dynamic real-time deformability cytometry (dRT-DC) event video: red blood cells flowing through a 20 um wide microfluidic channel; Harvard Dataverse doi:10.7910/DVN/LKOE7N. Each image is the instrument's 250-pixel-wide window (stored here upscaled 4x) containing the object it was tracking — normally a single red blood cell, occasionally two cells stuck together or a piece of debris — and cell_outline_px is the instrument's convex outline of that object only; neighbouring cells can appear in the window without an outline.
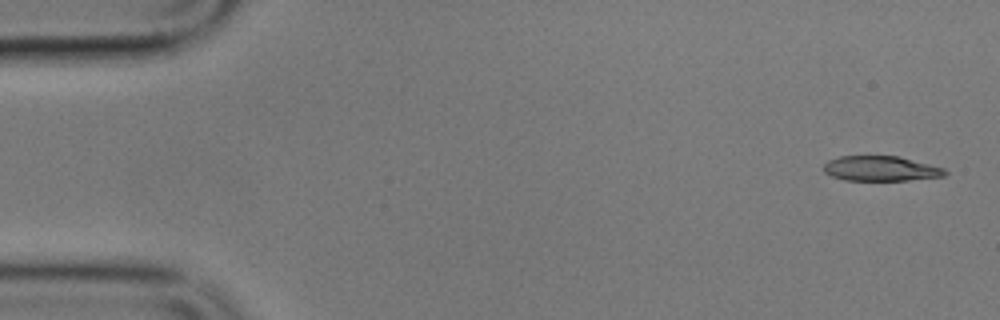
{"species": "common noctule bat (a hibernating species)", "species_latin": "Nyctalus noctula", "temperature_condition": "cold", "stored_images_in_passage": 6, "segment_of_instrument_passage": [1, 2], "camera_frame_rate_fps": 3000, "um_per_image_px": 0.085, "animal": {"sex": "male", "body_mass_g": 17.9}, "frame": {"image": 1, "passage_image": 1, "time_ms": 0.0, "image_size_px": [1000, 320], "cell_outline_px": [[948, 172], [944, 176], [908, 180], [844, 180], [832, 176], [824, 172], [824, 164], [828, 160], [840, 156], [896, 156], [944, 168]], "centroid_in_image_um": [74.84, 14.33], "position_along_channel_um": 10.2, "area_um2": 17.46}}
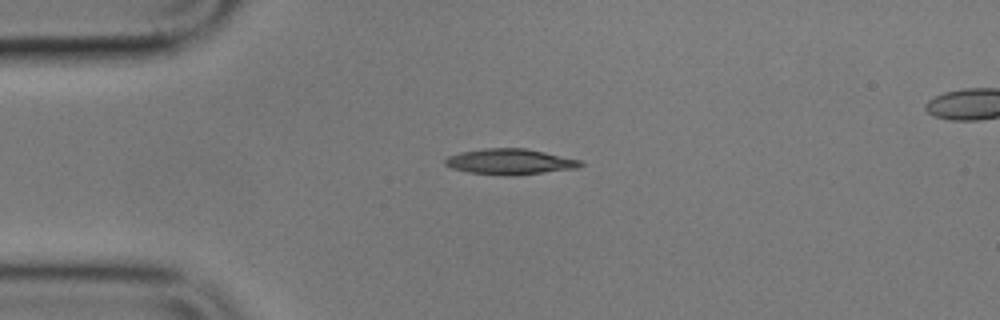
{"frame": {"image": 2, "passage_image": 4, "time_ms": 3.667, "image_size_px": [1000, 320], "cell_outline_px": [[584, 164], [576, 168], [512, 176], [504, 176], [468, 172], [452, 168], [444, 164], [444, 160], [448, 156], [460, 152], [484, 148], [524, 148], [544, 152], [580, 160]], "centroid_in_image_um": [43.3, 13.74], "position_along_channel_um": 41.7, "area_um2": 20.17}}